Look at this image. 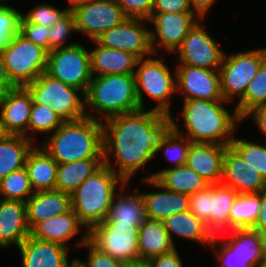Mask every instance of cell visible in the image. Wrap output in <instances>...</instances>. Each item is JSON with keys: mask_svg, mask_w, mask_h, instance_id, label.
I'll return each mask as SVG.
<instances>
[{"mask_svg": "<svg viewBox=\"0 0 266 267\" xmlns=\"http://www.w3.org/2000/svg\"><path fill=\"white\" fill-rule=\"evenodd\" d=\"M104 164L103 158H88L70 163H58L56 190L73 193L79 185Z\"/></svg>", "mask_w": 266, "mask_h": 267, "instance_id": "obj_31", "label": "cell"}, {"mask_svg": "<svg viewBox=\"0 0 266 267\" xmlns=\"http://www.w3.org/2000/svg\"><path fill=\"white\" fill-rule=\"evenodd\" d=\"M186 13L192 12L189 0H153L152 13Z\"/></svg>", "mask_w": 266, "mask_h": 267, "instance_id": "obj_50", "label": "cell"}, {"mask_svg": "<svg viewBox=\"0 0 266 267\" xmlns=\"http://www.w3.org/2000/svg\"><path fill=\"white\" fill-rule=\"evenodd\" d=\"M138 245L141 259H151L176 248L163 221L152 219H147L139 227Z\"/></svg>", "mask_w": 266, "mask_h": 267, "instance_id": "obj_30", "label": "cell"}, {"mask_svg": "<svg viewBox=\"0 0 266 267\" xmlns=\"http://www.w3.org/2000/svg\"><path fill=\"white\" fill-rule=\"evenodd\" d=\"M139 228L119 223H99L88 231V239L100 250L128 263L140 259Z\"/></svg>", "mask_w": 266, "mask_h": 267, "instance_id": "obj_11", "label": "cell"}, {"mask_svg": "<svg viewBox=\"0 0 266 267\" xmlns=\"http://www.w3.org/2000/svg\"><path fill=\"white\" fill-rule=\"evenodd\" d=\"M238 195L222 183L211 184V221L229 222L230 210Z\"/></svg>", "mask_w": 266, "mask_h": 267, "instance_id": "obj_39", "label": "cell"}, {"mask_svg": "<svg viewBox=\"0 0 266 267\" xmlns=\"http://www.w3.org/2000/svg\"><path fill=\"white\" fill-rule=\"evenodd\" d=\"M125 267H153L150 259L132 260L125 264Z\"/></svg>", "mask_w": 266, "mask_h": 267, "instance_id": "obj_56", "label": "cell"}, {"mask_svg": "<svg viewBox=\"0 0 266 267\" xmlns=\"http://www.w3.org/2000/svg\"><path fill=\"white\" fill-rule=\"evenodd\" d=\"M201 24V19L189 30L177 52V65L219 70L225 52Z\"/></svg>", "mask_w": 266, "mask_h": 267, "instance_id": "obj_12", "label": "cell"}, {"mask_svg": "<svg viewBox=\"0 0 266 267\" xmlns=\"http://www.w3.org/2000/svg\"><path fill=\"white\" fill-rule=\"evenodd\" d=\"M163 59L164 57L155 59L152 56L138 59L134 72L136 94L140 109H150L144 104V95H147L149 99L157 102L152 110L170 116L171 100H173L171 96L177 94L176 69L172 74Z\"/></svg>", "mask_w": 266, "mask_h": 267, "instance_id": "obj_6", "label": "cell"}, {"mask_svg": "<svg viewBox=\"0 0 266 267\" xmlns=\"http://www.w3.org/2000/svg\"><path fill=\"white\" fill-rule=\"evenodd\" d=\"M89 1H91V0H68L67 2H68V4H69L70 6H68L67 8H68L69 10H71V9H73L74 7H76L77 5H80V4H83V3H87V2H89Z\"/></svg>", "mask_w": 266, "mask_h": 267, "instance_id": "obj_57", "label": "cell"}, {"mask_svg": "<svg viewBox=\"0 0 266 267\" xmlns=\"http://www.w3.org/2000/svg\"><path fill=\"white\" fill-rule=\"evenodd\" d=\"M191 141L184 135L177 133L170 125L161 134L157 142L156 155L163 152L169 162L174 163L173 167L186 164Z\"/></svg>", "mask_w": 266, "mask_h": 267, "instance_id": "obj_32", "label": "cell"}, {"mask_svg": "<svg viewBox=\"0 0 266 267\" xmlns=\"http://www.w3.org/2000/svg\"><path fill=\"white\" fill-rule=\"evenodd\" d=\"M85 226L80 222L72 208L61 215L52 216L37 224L30 232L36 239L62 244L69 248L71 239Z\"/></svg>", "mask_w": 266, "mask_h": 267, "instance_id": "obj_26", "label": "cell"}, {"mask_svg": "<svg viewBox=\"0 0 266 267\" xmlns=\"http://www.w3.org/2000/svg\"><path fill=\"white\" fill-rule=\"evenodd\" d=\"M97 47L90 51L93 76L134 74L138 58L130 52L108 48L91 41Z\"/></svg>", "mask_w": 266, "mask_h": 267, "instance_id": "obj_24", "label": "cell"}, {"mask_svg": "<svg viewBox=\"0 0 266 267\" xmlns=\"http://www.w3.org/2000/svg\"><path fill=\"white\" fill-rule=\"evenodd\" d=\"M265 59L266 47L224 54L219 69L221 94L224 101L232 103L238 98V102L244 96L247 86L256 76Z\"/></svg>", "mask_w": 266, "mask_h": 267, "instance_id": "obj_9", "label": "cell"}, {"mask_svg": "<svg viewBox=\"0 0 266 267\" xmlns=\"http://www.w3.org/2000/svg\"><path fill=\"white\" fill-rule=\"evenodd\" d=\"M71 209V194L59 190L37 191L26 201L30 231L39 223Z\"/></svg>", "mask_w": 266, "mask_h": 267, "instance_id": "obj_23", "label": "cell"}, {"mask_svg": "<svg viewBox=\"0 0 266 267\" xmlns=\"http://www.w3.org/2000/svg\"><path fill=\"white\" fill-rule=\"evenodd\" d=\"M35 144L22 135L3 134L0 137V180L25 167L27 156Z\"/></svg>", "mask_w": 266, "mask_h": 267, "instance_id": "obj_29", "label": "cell"}, {"mask_svg": "<svg viewBox=\"0 0 266 267\" xmlns=\"http://www.w3.org/2000/svg\"><path fill=\"white\" fill-rule=\"evenodd\" d=\"M141 181L159 190L156 192L140 191L148 219L163 221L176 213L189 210V195L173 192L161 185L155 178H143Z\"/></svg>", "mask_w": 266, "mask_h": 267, "instance_id": "obj_19", "label": "cell"}, {"mask_svg": "<svg viewBox=\"0 0 266 267\" xmlns=\"http://www.w3.org/2000/svg\"><path fill=\"white\" fill-rule=\"evenodd\" d=\"M68 10V8L60 9L52 4L40 3L34 6L33 9L24 12V14L22 12V17L29 23L50 28L55 25Z\"/></svg>", "mask_w": 266, "mask_h": 267, "instance_id": "obj_44", "label": "cell"}, {"mask_svg": "<svg viewBox=\"0 0 266 267\" xmlns=\"http://www.w3.org/2000/svg\"><path fill=\"white\" fill-rule=\"evenodd\" d=\"M256 267H266V261L263 263H260L259 265H257Z\"/></svg>", "mask_w": 266, "mask_h": 267, "instance_id": "obj_59", "label": "cell"}, {"mask_svg": "<svg viewBox=\"0 0 266 267\" xmlns=\"http://www.w3.org/2000/svg\"><path fill=\"white\" fill-rule=\"evenodd\" d=\"M102 123L103 162L129 183L138 170L156 159L158 139L170 125V118L152 109H140Z\"/></svg>", "mask_w": 266, "mask_h": 267, "instance_id": "obj_1", "label": "cell"}, {"mask_svg": "<svg viewBox=\"0 0 266 267\" xmlns=\"http://www.w3.org/2000/svg\"><path fill=\"white\" fill-rule=\"evenodd\" d=\"M125 184L122 178L103 164L71 193V208L86 231L106 219L115 194Z\"/></svg>", "mask_w": 266, "mask_h": 267, "instance_id": "obj_5", "label": "cell"}, {"mask_svg": "<svg viewBox=\"0 0 266 267\" xmlns=\"http://www.w3.org/2000/svg\"><path fill=\"white\" fill-rule=\"evenodd\" d=\"M30 232L26 202L0 198V248H18Z\"/></svg>", "mask_w": 266, "mask_h": 267, "instance_id": "obj_21", "label": "cell"}, {"mask_svg": "<svg viewBox=\"0 0 266 267\" xmlns=\"http://www.w3.org/2000/svg\"><path fill=\"white\" fill-rule=\"evenodd\" d=\"M176 93L183 95V100L224 101L219 70L177 65Z\"/></svg>", "mask_w": 266, "mask_h": 267, "instance_id": "obj_16", "label": "cell"}, {"mask_svg": "<svg viewBox=\"0 0 266 267\" xmlns=\"http://www.w3.org/2000/svg\"><path fill=\"white\" fill-rule=\"evenodd\" d=\"M189 210L202 222L211 221V184L189 195Z\"/></svg>", "mask_w": 266, "mask_h": 267, "instance_id": "obj_47", "label": "cell"}, {"mask_svg": "<svg viewBox=\"0 0 266 267\" xmlns=\"http://www.w3.org/2000/svg\"><path fill=\"white\" fill-rule=\"evenodd\" d=\"M227 101H210L203 99L183 100L180 115L183 120L184 131L180 130L171 114L170 126L179 134L186 136L191 142L230 145L238 124L242 119L236 110L230 113L224 108Z\"/></svg>", "mask_w": 266, "mask_h": 267, "instance_id": "obj_2", "label": "cell"}, {"mask_svg": "<svg viewBox=\"0 0 266 267\" xmlns=\"http://www.w3.org/2000/svg\"><path fill=\"white\" fill-rule=\"evenodd\" d=\"M227 245L241 256H266V235L252 228L239 229Z\"/></svg>", "mask_w": 266, "mask_h": 267, "instance_id": "obj_38", "label": "cell"}, {"mask_svg": "<svg viewBox=\"0 0 266 267\" xmlns=\"http://www.w3.org/2000/svg\"><path fill=\"white\" fill-rule=\"evenodd\" d=\"M12 88H15V86L10 82V79L8 78L4 58L2 52H0V95Z\"/></svg>", "mask_w": 266, "mask_h": 267, "instance_id": "obj_55", "label": "cell"}, {"mask_svg": "<svg viewBox=\"0 0 266 267\" xmlns=\"http://www.w3.org/2000/svg\"><path fill=\"white\" fill-rule=\"evenodd\" d=\"M85 108L88 117L99 121L140 110L134 74L93 76L85 94Z\"/></svg>", "mask_w": 266, "mask_h": 267, "instance_id": "obj_4", "label": "cell"}, {"mask_svg": "<svg viewBox=\"0 0 266 267\" xmlns=\"http://www.w3.org/2000/svg\"><path fill=\"white\" fill-rule=\"evenodd\" d=\"M84 232L85 234H83L74 245L80 248L81 246L82 248H87V260H80L85 267H125V263L111 257L109 254H106L96 247L88 239V231Z\"/></svg>", "mask_w": 266, "mask_h": 267, "instance_id": "obj_43", "label": "cell"}, {"mask_svg": "<svg viewBox=\"0 0 266 267\" xmlns=\"http://www.w3.org/2000/svg\"><path fill=\"white\" fill-rule=\"evenodd\" d=\"M46 73L86 94L93 78L90 51L80 43L51 50L48 52Z\"/></svg>", "mask_w": 266, "mask_h": 267, "instance_id": "obj_10", "label": "cell"}, {"mask_svg": "<svg viewBox=\"0 0 266 267\" xmlns=\"http://www.w3.org/2000/svg\"><path fill=\"white\" fill-rule=\"evenodd\" d=\"M63 122L51 107L33 104L29 118L28 138L32 142H37L35 135L53 133Z\"/></svg>", "mask_w": 266, "mask_h": 267, "instance_id": "obj_37", "label": "cell"}, {"mask_svg": "<svg viewBox=\"0 0 266 267\" xmlns=\"http://www.w3.org/2000/svg\"><path fill=\"white\" fill-rule=\"evenodd\" d=\"M260 211V193L239 194L230 210L229 222L239 229L253 228Z\"/></svg>", "mask_w": 266, "mask_h": 267, "instance_id": "obj_34", "label": "cell"}, {"mask_svg": "<svg viewBox=\"0 0 266 267\" xmlns=\"http://www.w3.org/2000/svg\"><path fill=\"white\" fill-rule=\"evenodd\" d=\"M32 96L25 87H15L0 95V124L3 134L28 138Z\"/></svg>", "mask_w": 266, "mask_h": 267, "instance_id": "obj_17", "label": "cell"}, {"mask_svg": "<svg viewBox=\"0 0 266 267\" xmlns=\"http://www.w3.org/2000/svg\"><path fill=\"white\" fill-rule=\"evenodd\" d=\"M148 20L127 18L121 24L103 32L95 41L108 48L127 51L138 59L154 55L151 48Z\"/></svg>", "mask_w": 266, "mask_h": 267, "instance_id": "obj_15", "label": "cell"}, {"mask_svg": "<svg viewBox=\"0 0 266 267\" xmlns=\"http://www.w3.org/2000/svg\"><path fill=\"white\" fill-rule=\"evenodd\" d=\"M35 192L25 168L13 171L0 180V197L26 202Z\"/></svg>", "mask_w": 266, "mask_h": 267, "instance_id": "obj_36", "label": "cell"}, {"mask_svg": "<svg viewBox=\"0 0 266 267\" xmlns=\"http://www.w3.org/2000/svg\"><path fill=\"white\" fill-rule=\"evenodd\" d=\"M252 116V117H251ZM249 117L253 118L252 120L257 125V128L260 129L263 138L266 140V104L259 105L248 112L245 117L242 119V122L245 121Z\"/></svg>", "mask_w": 266, "mask_h": 267, "instance_id": "obj_52", "label": "cell"}, {"mask_svg": "<svg viewBox=\"0 0 266 267\" xmlns=\"http://www.w3.org/2000/svg\"><path fill=\"white\" fill-rule=\"evenodd\" d=\"M155 178L165 188L187 195L203 190L209 184L186 165L169 167L149 174L145 179Z\"/></svg>", "mask_w": 266, "mask_h": 267, "instance_id": "obj_28", "label": "cell"}, {"mask_svg": "<svg viewBox=\"0 0 266 267\" xmlns=\"http://www.w3.org/2000/svg\"><path fill=\"white\" fill-rule=\"evenodd\" d=\"M57 161L41 145L29 152L25 169L34 192L56 189Z\"/></svg>", "mask_w": 266, "mask_h": 267, "instance_id": "obj_27", "label": "cell"}, {"mask_svg": "<svg viewBox=\"0 0 266 267\" xmlns=\"http://www.w3.org/2000/svg\"><path fill=\"white\" fill-rule=\"evenodd\" d=\"M127 18L149 20L152 15L153 0H116Z\"/></svg>", "mask_w": 266, "mask_h": 267, "instance_id": "obj_49", "label": "cell"}, {"mask_svg": "<svg viewBox=\"0 0 266 267\" xmlns=\"http://www.w3.org/2000/svg\"><path fill=\"white\" fill-rule=\"evenodd\" d=\"M192 12L201 20L204 18L208 11L212 8L217 0H189Z\"/></svg>", "mask_w": 266, "mask_h": 267, "instance_id": "obj_54", "label": "cell"}, {"mask_svg": "<svg viewBox=\"0 0 266 267\" xmlns=\"http://www.w3.org/2000/svg\"><path fill=\"white\" fill-rule=\"evenodd\" d=\"M239 194L260 193L266 189L265 179L231 146H227L221 182Z\"/></svg>", "mask_w": 266, "mask_h": 267, "instance_id": "obj_18", "label": "cell"}, {"mask_svg": "<svg viewBox=\"0 0 266 267\" xmlns=\"http://www.w3.org/2000/svg\"><path fill=\"white\" fill-rule=\"evenodd\" d=\"M21 11L8 4H0V52L20 33Z\"/></svg>", "mask_w": 266, "mask_h": 267, "instance_id": "obj_42", "label": "cell"}, {"mask_svg": "<svg viewBox=\"0 0 266 267\" xmlns=\"http://www.w3.org/2000/svg\"><path fill=\"white\" fill-rule=\"evenodd\" d=\"M128 184L115 194L108 215L101 223H119L139 228L148 219L140 192L133 190L128 193L127 189H124ZM123 190H126V193Z\"/></svg>", "mask_w": 266, "mask_h": 267, "instance_id": "obj_25", "label": "cell"}, {"mask_svg": "<svg viewBox=\"0 0 266 267\" xmlns=\"http://www.w3.org/2000/svg\"><path fill=\"white\" fill-rule=\"evenodd\" d=\"M266 143V142H265ZM250 166L266 181V144L256 143L242 138L234 139L230 144Z\"/></svg>", "mask_w": 266, "mask_h": 267, "instance_id": "obj_40", "label": "cell"}, {"mask_svg": "<svg viewBox=\"0 0 266 267\" xmlns=\"http://www.w3.org/2000/svg\"><path fill=\"white\" fill-rule=\"evenodd\" d=\"M72 32H77L75 17L73 12L68 10L55 25L50 27V51L77 44V42L66 44Z\"/></svg>", "mask_w": 266, "mask_h": 267, "instance_id": "obj_45", "label": "cell"}, {"mask_svg": "<svg viewBox=\"0 0 266 267\" xmlns=\"http://www.w3.org/2000/svg\"><path fill=\"white\" fill-rule=\"evenodd\" d=\"M66 267H85L79 258L72 259L71 263L69 262Z\"/></svg>", "mask_w": 266, "mask_h": 267, "instance_id": "obj_58", "label": "cell"}, {"mask_svg": "<svg viewBox=\"0 0 266 267\" xmlns=\"http://www.w3.org/2000/svg\"><path fill=\"white\" fill-rule=\"evenodd\" d=\"M239 228L225 221H204L200 224L201 233V245L208 246L211 250L217 249V241L219 242V236L224 232L230 233L228 240L219 244V247L229 244L234 238ZM220 234V235H219Z\"/></svg>", "mask_w": 266, "mask_h": 267, "instance_id": "obj_41", "label": "cell"}, {"mask_svg": "<svg viewBox=\"0 0 266 267\" xmlns=\"http://www.w3.org/2000/svg\"><path fill=\"white\" fill-rule=\"evenodd\" d=\"M7 2H10V0H0V4H7Z\"/></svg>", "mask_w": 266, "mask_h": 267, "instance_id": "obj_60", "label": "cell"}, {"mask_svg": "<svg viewBox=\"0 0 266 267\" xmlns=\"http://www.w3.org/2000/svg\"><path fill=\"white\" fill-rule=\"evenodd\" d=\"M3 135L2 129H1V124H0V137Z\"/></svg>", "mask_w": 266, "mask_h": 267, "instance_id": "obj_61", "label": "cell"}, {"mask_svg": "<svg viewBox=\"0 0 266 267\" xmlns=\"http://www.w3.org/2000/svg\"><path fill=\"white\" fill-rule=\"evenodd\" d=\"M212 251L220 262V267H256L266 261V256H241L228 245H223Z\"/></svg>", "mask_w": 266, "mask_h": 267, "instance_id": "obj_46", "label": "cell"}, {"mask_svg": "<svg viewBox=\"0 0 266 267\" xmlns=\"http://www.w3.org/2000/svg\"><path fill=\"white\" fill-rule=\"evenodd\" d=\"M200 19L193 12L186 13H152L149 23L154 26L150 30L151 48L155 55L159 56L158 49L162 48L165 53H175L182 45L183 40L188 35L189 30ZM158 48V49H157Z\"/></svg>", "mask_w": 266, "mask_h": 267, "instance_id": "obj_14", "label": "cell"}, {"mask_svg": "<svg viewBox=\"0 0 266 267\" xmlns=\"http://www.w3.org/2000/svg\"><path fill=\"white\" fill-rule=\"evenodd\" d=\"M252 229L266 235V189L260 192V211Z\"/></svg>", "mask_w": 266, "mask_h": 267, "instance_id": "obj_53", "label": "cell"}, {"mask_svg": "<svg viewBox=\"0 0 266 267\" xmlns=\"http://www.w3.org/2000/svg\"><path fill=\"white\" fill-rule=\"evenodd\" d=\"M6 72L15 87H25L46 72L48 51L16 34L2 51Z\"/></svg>", "mask_w": 266, "mask_h": 267, "instance_id": "obj_8", "label": "cell"}, {"mask_svg": "<svg viewBox=\"0 0 266 267\" xmlns=\"http://www.w3.org/2000/svg\"><path fill=\"white\" fill-rule=\"evenodd\" d=\"M25 88L31 94L33 104L51 107L64 122L79 120L87 116L85 94L78 88L51 77L46 72L40 74Z\"/></svg>", "mask_w": 266, "mask_h": 267, "instance_id": "obj_7", "label": "cell"}, {"mask_svg": "<svg viewBox=\"0 0 266 267\" xmlns=\"http://www.w3.org/2000/svg\"><path fill=\"white\" fill-rule=\"evenodd\" d=\"M229 145L191 142L186 166L209 185L221 182L226 148Z\"/></svg>", "mask_w": 266, "mask_h": 267, "instance_id": "obj_20", "label": "cell"}, {"mask_svg": "<svg viewBox=\"0 0 266 267\" xmlns=\"http://www.w3.org/2000/svg\"><path fill=\"white\" fill-rule=\"evenodd\" d=\"M20 34L50 52V28L20 20Z\"/></svg>", "mask_w": 266, "mask_h": 267, "instance_id": "obj_48", "label": "cell"}, {"mask_svg": "<svg viewBox=\"0 0 266 267\" xmlns=\"http://www.w3.org/2000/svg\"><path fill=\"white\" fill-rule=\"evenodd\" d=\"M41 144L57 163L103 158V123L88 116L63 122Z\"/></svg>", "mask_w": 266, "mask_h": 267, "instance_id": "obj_3", "label": "cell"}, {"mask_svg": "<svg viewBox=\"0 0 266 267\" xmlns=\"http://www.w3.org/2000/svg\"><path fill=\"white\" fill-rule=\"evenodd\" d=\"M201 222L190 210L176 213L163 220L164 227L174 245L175 238H173V235H176L177 238L188 239L198 244L201 243Z\"/></svg>", "mask_w": 266, "mask_h": 267, "instance_id": "obj_33", "label": "cell"}, {"mask_svg": "<svg viewBox=\"0 0 266 267\" xmlns=\"http://www.w3.org/2000/svg\"><path fill=\"white\" fill-rule=\"evenodd\" d=\"M71 11L75 17L76 33L85 35L90 41L127 19L116 0H91Z\"/></svg>", "mask_w": 266, "mask_h": 267, "instance_id": "obj_13", "label": "cell"}, {"mask_svg": "<svg viewBox=\"0 0 266 267\" xmlns=\"http://www.w3.org/2000/svg\"><path fill=\"white\" fill-rule=\"evenodd\" d=\"M266 104V59L261 63L256 76L247 86L244 96L234 106L243 119L255 107Z\"/></svg>", "mask_w": 266, "mask_h": 267, "instance_id": "obj_35", "label": "cell"}, {"mask_svg": "<svg viewBox=\"0 0 266 267\" xmlns=\"http://www.w3.org/2000/svg\"><path fill=\"white\" fill-rule=\"evenodd\" d=\"M153 267H183L177 248L150 259Z\"/></svg>", "mask_w": 266, "mask_h": 267, "instance_id": "obj_51", "label": "cell"}, {"mask_svg": "<svg viewBox=\"0 0 266 267\" xmlns=\"http://www.w3.org/2000/svg\"><path fill=\"white\" fill-rule=\"evenodd\" d=\"M69 248L29 235L18 247L22 267H66Z\"/></svg>", "mask_w": 266, "mask_h": 267, "instance_id": "obj_22", "label": "cell"}]
</instances>
